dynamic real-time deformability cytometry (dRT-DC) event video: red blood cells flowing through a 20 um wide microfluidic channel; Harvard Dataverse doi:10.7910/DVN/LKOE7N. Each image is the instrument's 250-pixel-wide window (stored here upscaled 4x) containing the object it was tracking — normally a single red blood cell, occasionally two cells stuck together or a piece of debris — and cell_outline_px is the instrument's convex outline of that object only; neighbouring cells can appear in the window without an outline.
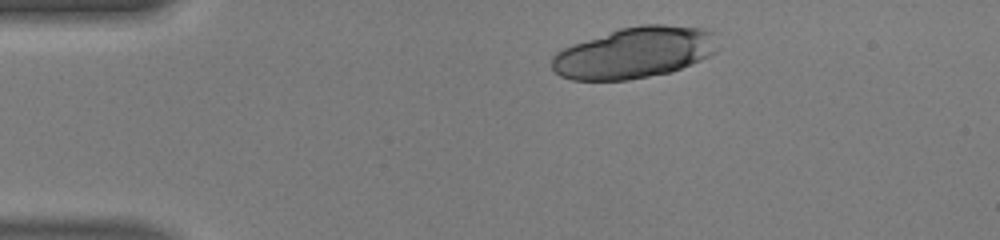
{"species": "human", "species_latin": "Homo sapiens", "temperature_condition": "warm", "stored_images_in_passage": 41, "camera_frame_rate_fps": 3000, "um_per_image_px": 0.085, "donor": {"sex": "male"}, "frame": {"image": 1, "passage_image": 1, "time_ms": 0.0, "image_size_px": [1000, 240], "cell_outline_px": [[720, 48], [716, 52], [700, 60], [672, 72], [628, 80], [572, 80], [560, 76], [552, 68], [552, 56], [556, 52], [572, 44], [620, 28], [640, 24], [664, 24], [712, 28], [716, 32]], "centroid_in_image_um": [54.02, 4.46], "position_along_channel_um": 31.0, "area_um2": 50.17}}